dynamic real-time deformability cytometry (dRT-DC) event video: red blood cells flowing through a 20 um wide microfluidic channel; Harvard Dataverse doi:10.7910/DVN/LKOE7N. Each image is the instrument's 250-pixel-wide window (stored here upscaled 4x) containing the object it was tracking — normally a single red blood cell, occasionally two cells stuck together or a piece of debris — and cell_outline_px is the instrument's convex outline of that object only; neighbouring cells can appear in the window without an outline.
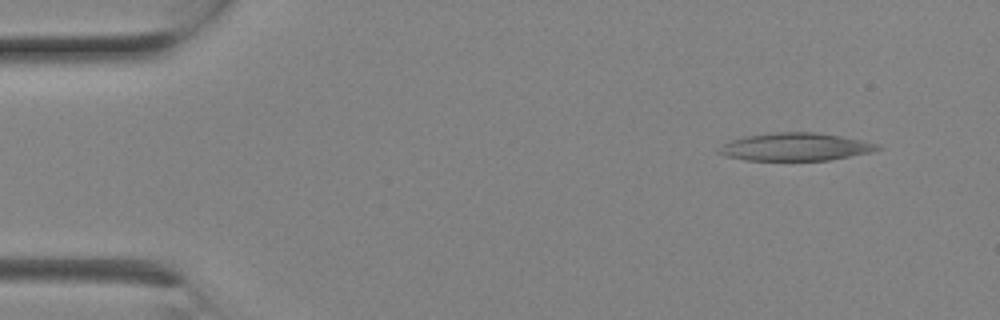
{"species": "Egyptian fruit bat (a non-hibernating species)", "species_latin": "Rousettus aegyptiacus", "temperature_condition": "room temperature", "stored_images_in_passage": 7, "camera_frame_rate_fps": 3000, "um_per_image_px": 0.085, "animal": {"sex": "female"}, "frame": {"image": 1, "passage_image": 2, "time_ms": 0.333, "image_size_px": [1000, 320], "cell_outline_px": [[884, 148], [872, 152], [828, 160], [744, 160], [724, 156], [716, 152], [720, 144], [744, 136], [776, 132], [812, 132], [840, 136], [880, 144]], "centroid_in_image_um": [67.57, 12.48], "position_along_channel_um": 17.4, "area_um2": 25.78}}
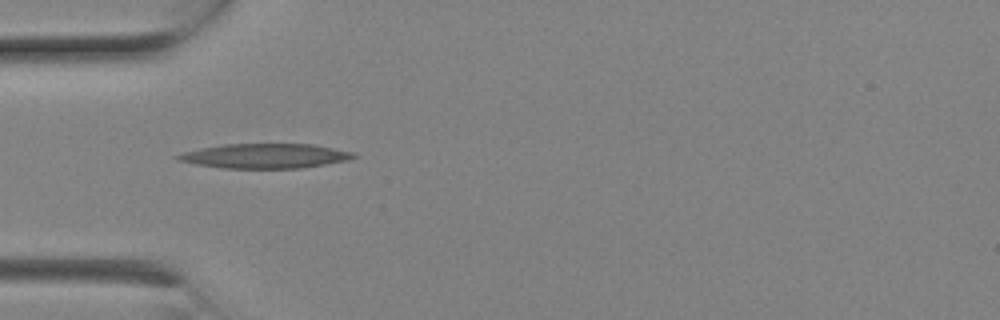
{"frame": {"image": 2, "passage_image": 6, "time_ms": 1.667, "image_size_px": [1000, 320], "cell_outline_px": [[360, 156], [348, 160], [300, 168], [224, 168], [196, 164], [176, 160], [172, 156], [184, 152], [200, 148], [224, 144], [312, 144], [356, 152]], "centroid_in_image_um": [22.54, 13.25], "position_along_channel_um": 62.5, "area_um2": 25.32}}
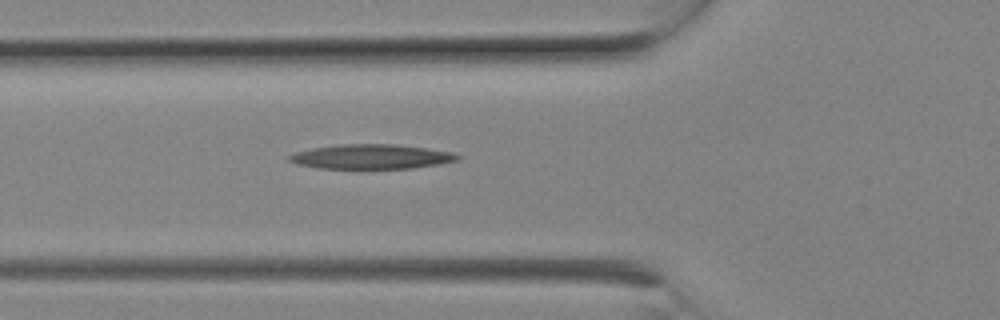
{"frame": {"image": 3, "passage_image": 7, "time_ms": 2.0, "image_size_px": [1000, 320], "cell_outline_px": [[460, 160], [440, 164], [412, 168], [316, 168], [296, 164], [288, 160], [284, 156], [296, 152], [312, 148], [340, 144], [396, 144], [452, 152], [460, 156]], "centroid_in_image_um": [31.52, 13.31], "position_along_channel_um": 94.3, "area_um2": 24.16}}